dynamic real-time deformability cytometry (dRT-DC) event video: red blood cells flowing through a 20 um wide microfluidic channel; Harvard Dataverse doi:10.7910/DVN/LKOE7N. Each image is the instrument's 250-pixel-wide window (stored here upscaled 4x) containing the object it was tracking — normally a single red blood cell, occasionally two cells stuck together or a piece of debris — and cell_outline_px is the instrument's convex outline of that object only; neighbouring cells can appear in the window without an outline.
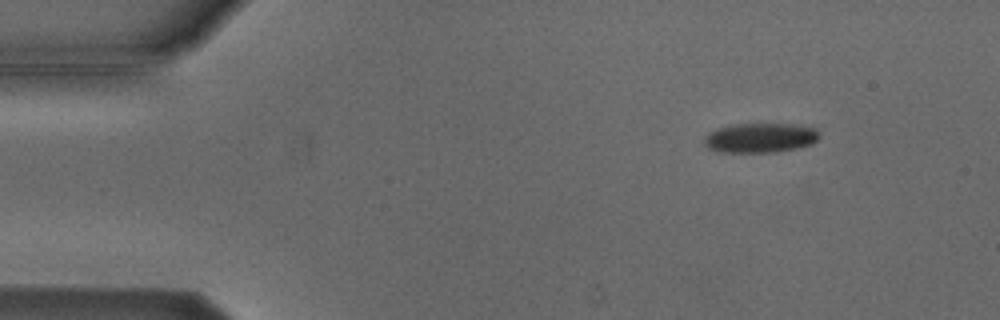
{"species": "Egyptian fruit bat (a non-hibernating species)", "species_latin": "Rousettus aegyptiacus", "temperature_condition": "cold", "stored_images_in_passage": 3, "camera_frame_rate_fps": 3000, "um_per_image_px": 0.085, "animal": {"sex": "male"}, "frame": {"image": 1, "passage_image": 1, "time_ms": 0.0, "image_size_px": [1000, 320], "cell_outline_px": [[820, 136], [812, 144], [796, 148], [776, 152], [716, 152], [708, 148], [704, 144], [704, 136], [708, 132], [716, 128], [736, 124], [792, 124], [816, 128], [820, 132]], "centroid_in_image_um": [64.6, 11.71], "position_along_channel_um": 20.4, "area_um2": 20.06}}